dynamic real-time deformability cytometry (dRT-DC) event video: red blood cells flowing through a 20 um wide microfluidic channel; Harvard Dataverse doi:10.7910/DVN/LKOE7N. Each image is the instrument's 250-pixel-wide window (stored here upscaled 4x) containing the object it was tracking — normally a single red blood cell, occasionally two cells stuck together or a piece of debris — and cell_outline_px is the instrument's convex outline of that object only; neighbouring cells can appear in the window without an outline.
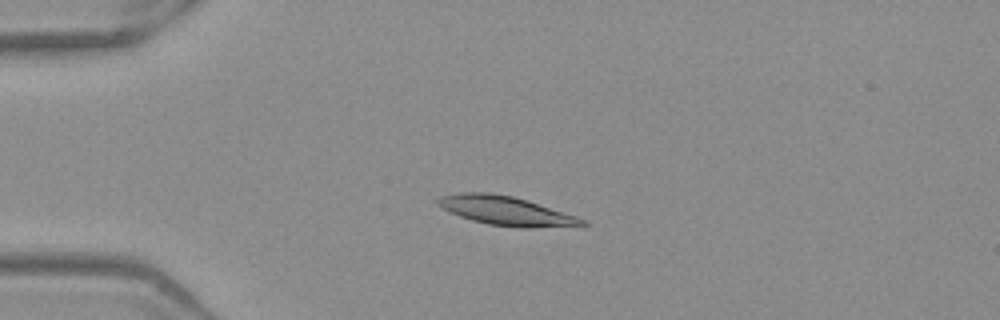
{"species": "Egyptian fruit bat (a non-hibernating species)", "species_latin": "Rousettus aegyptiacus", "temperature_condition": "warm", "stored_images_in_passage": 52, "camera_frame_rate_fps": 3000, "um_per_image_px": 0.085, "frame": {"image": 1, "passage_image": 13, "time_ms": 4.0, "image_size_px": [1000, 320], "cell_outline_px": [[588, 224], [528, 228], [516, 228], [488, 224], [472, 220], [460, 216], [436, 204], [436, 200], [440, 196], [460, 192], [488, 192], [512, 196], [528, 200], [576, 216], [584, 220]], "centroid_in_image_um": [42.96, 17.9], "position_along_channel_um": 42.0, "area_um2": 24.16}}
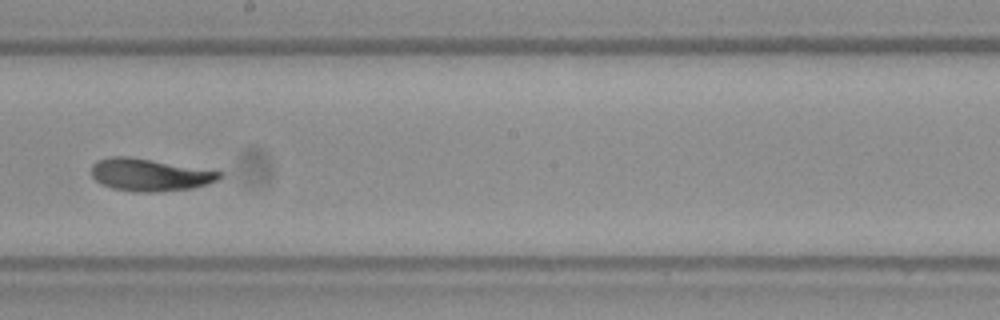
{"frame": {"image": 2, "passage_image": 30, "time_ms": 9.667, "image_size_px": [1000, 320], "cell_outline_px": [[224, 176], [208, 184], [192, 188], [160, 192], [132, 192], [112, 188], [100, 184], [92, 176], [92, 164], [96, 160], [112, 156], [128, 156], [224, 172]], "centroid_in_image_um": [12.72, 14.87], "position_along_channel_um": 235.5, "area_um2": 24.33}}
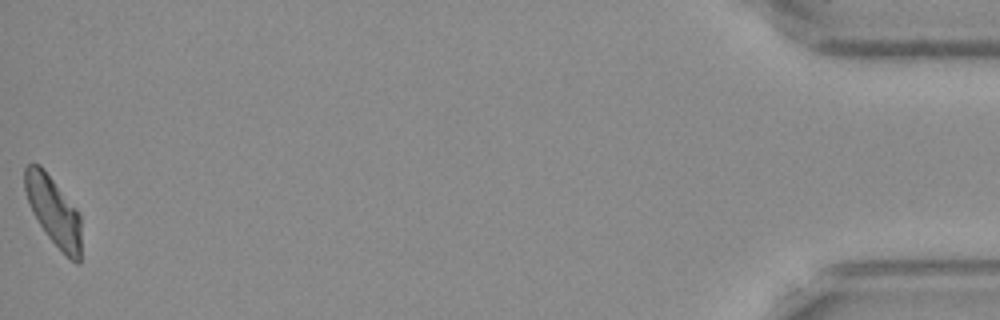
{"frame": {"image": 3, "passage_image": 52, "time_ms": 17.0, "image_size_px": [1000, 320], "cell_outline_px": [[80, 264], [76, 264], [48, 236], [32, 212], [24, 188], [24, 168], [28, 164], [40, 164], [76, 208], [80, 216]], "centroid_in_image_um": [4.54, 17.9], "position_along_channel_um": 430.7, "area_um2": 22.14}, "authors_computed_cell_mechanics": {"area_um2": 23.6402, "velocity_mm_per_s": 3.9421, "shape_relaxation_time_tau1_ms": 3.9513, "shape_relaxation_time_tau2_ms": 2.4453, "deformation_change_tau1": 0.1571, "deformation_change_tau2": 0.0796}}